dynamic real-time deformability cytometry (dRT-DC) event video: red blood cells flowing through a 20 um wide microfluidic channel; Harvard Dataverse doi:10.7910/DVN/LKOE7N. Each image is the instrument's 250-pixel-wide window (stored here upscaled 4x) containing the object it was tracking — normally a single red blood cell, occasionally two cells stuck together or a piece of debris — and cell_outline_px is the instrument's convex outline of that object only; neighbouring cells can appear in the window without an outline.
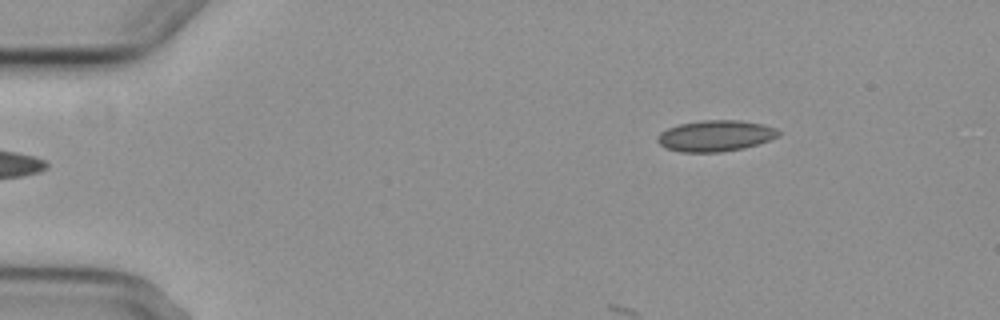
{"species": "common noctule bat (a hibernating species)", "species_latin": "Nyctalus noctula", "temperature_condition": "cold", "stored_images_in_passage": 3, "camera_frame_rate_fps": 3000, "um_per_image_px": 0.085, "animal": {"sex": "female", "body_mass_g": 29.2, "forearm_length_mm": 56.3}, "frame": {"image": 1, "passage_image": 1, "time_ms": 0.0, "image_size_px": [1000, 320], "cell_outline_px": [[780, 136], [744, 148], [720, 152], [680, 152], [664, 148], [656, 140], [656, 136], [660, 132], [668, 128], [680, 124], [704, 120], [740, 120], [764, 124], [776, 128], [780, 132]], "centroid_in_image_um": [60.8, 11.54], "position_along_channel_um": 24.2, "area_um2": 22.02}}